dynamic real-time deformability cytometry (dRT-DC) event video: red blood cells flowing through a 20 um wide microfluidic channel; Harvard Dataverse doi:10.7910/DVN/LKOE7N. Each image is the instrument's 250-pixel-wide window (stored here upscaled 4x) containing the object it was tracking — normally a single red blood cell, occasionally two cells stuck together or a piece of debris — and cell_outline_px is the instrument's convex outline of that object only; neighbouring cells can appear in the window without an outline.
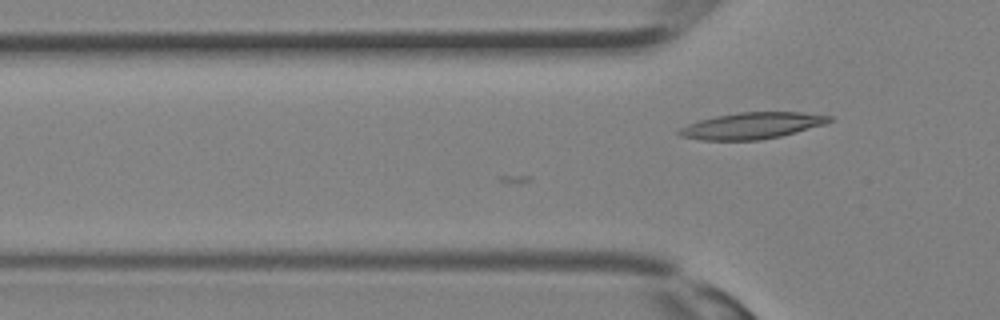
{"species": "Egyptian fruit bat (a non-hibernating species)", "species_latin": "Rousettus aegyptiacus", "temperature_condition": "room temperature", "stored_images_in_passage": 10, "camera_frame_rate_fps": 3000, "um_per_image_px": 0.085, "animal": {"sex": "female"}, "frame": {"image": 1, "passage_image": 10, "time_ms": 3.0, "image_size_px": [1000, 320], "cell_outline_px": [[832, 120], [824, 124], [796, 132], [780, 136], [760, 140], [700, 140], [680, 136], [676, 132], [680, 128], [688, 124], [700, 120], [716, 116], [740, 112], [800, 112], [832, 116]], "centroid_in_image_um": [63.89, 10.68], "position_along_channel_um": 61.9, "area_um2": 22.95}}